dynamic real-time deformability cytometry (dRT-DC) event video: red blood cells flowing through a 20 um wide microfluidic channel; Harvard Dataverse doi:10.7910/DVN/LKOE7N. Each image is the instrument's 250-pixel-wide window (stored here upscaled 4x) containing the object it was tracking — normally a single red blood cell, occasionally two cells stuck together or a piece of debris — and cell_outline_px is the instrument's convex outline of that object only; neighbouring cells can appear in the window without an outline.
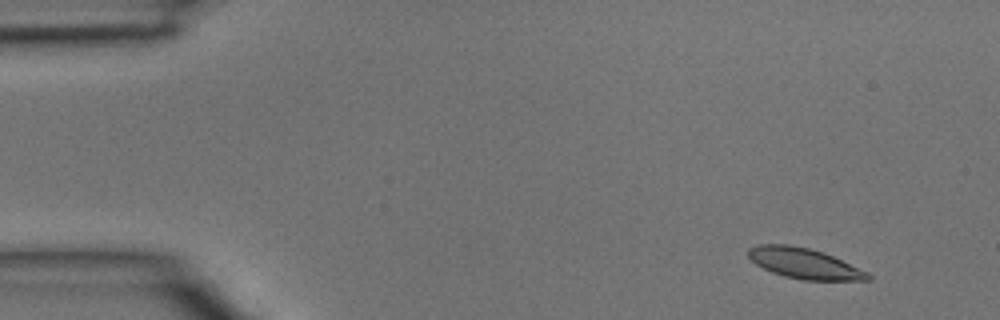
{"species": "common noctule bat (a hibernating species)", "species_latin": "Nyctalus noctula", "temperature_condition": "room temperature", "stored_images_in_passage": 4, "camera_frame_rate_fps": 3000, "um_per_image_px": 0.085, "animal": {"sex": "male", "body_mass_g": 15.6}, "frame": {"image": 1, "passage_image": 4, "time_ms": 1.0, "image_size_px": [1000, 320], "cell_outline_px": [[872, 280], [804, 280], [784, 276], [772, 272], [756, 264], [748, 256], [748, 248], [760, 244], [788, 244], [808, 248], [824, 252], [868, 272], [872, 276]], "centroid_in_image_um": [68.37, 22.39], "position_along_channel_um": 16.6, "area_um2": 21.15}}